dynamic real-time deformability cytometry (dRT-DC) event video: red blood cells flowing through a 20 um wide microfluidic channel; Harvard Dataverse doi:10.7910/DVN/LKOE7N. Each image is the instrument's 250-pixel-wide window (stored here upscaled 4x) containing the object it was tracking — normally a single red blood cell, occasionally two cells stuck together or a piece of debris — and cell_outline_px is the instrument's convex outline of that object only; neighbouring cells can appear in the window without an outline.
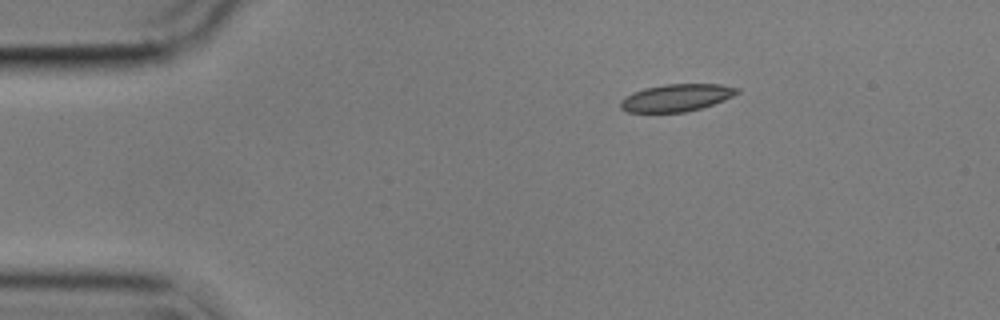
{"species": "common noctule bat (a hibernating species)", "species_latin": "Nyctalus noctula", "temperature_condition": "cold", "stored_images_in_passage": 48, "camera_frame_rate_fps": 3000, "um_per_image_px": 0.085, "animal": {"sex": "male", "body_mass_g": 17.9}, "frame": {"image": 1, "passage_image": 1, "time_ms": 0.0, "image_size_px": [1000, 320], "cell_outline_px": [[740, 92], [724, 100], [700, 108], [684, 112], [628, 112], [620, 108], [620, 100], [624, 96], [632, 92], [644, 88], [664, 84], [720, 84], [740, 88]], "centroid_in_image_um": [57.47, 8.3], "position_along_channel_um": 27.5, "area_um2": 18.61}}
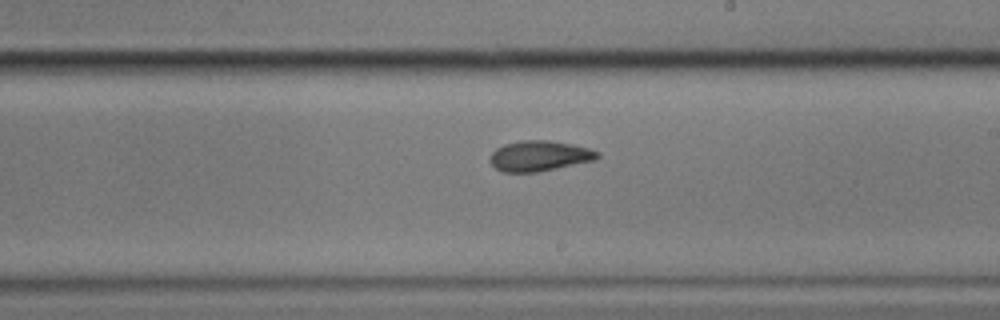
{"frame": {"image": 2, "passage_image": 24, "time_ms": 7.667, "image_size_px": [1000, 320], "cell_outline_px": [[600, 156], [596, 160], [536, 172], [504, 172], [496, 168], [488, 160], [492, 152], [496, 148], [504, 144], [520, 140], [548, 140], [572, 144], [588, 148], [600, 152]], "centroid_in_image_um": [45.84, 13.24], "position_along_channel_um": 243.2, "area_um2": 19.07}}
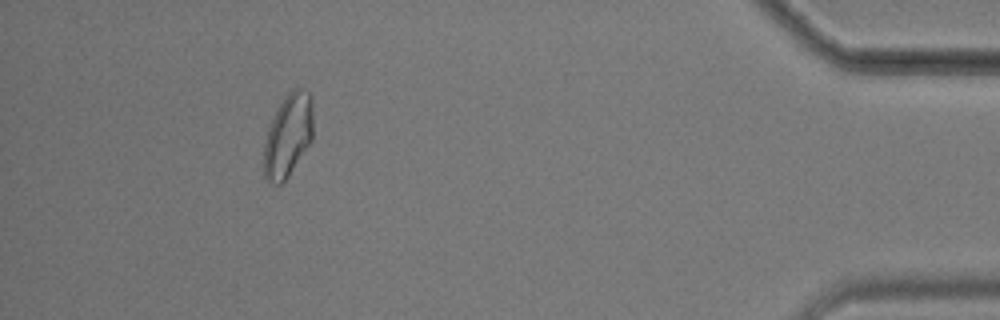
{"frame": {"image": 3, "passage_image": 43, "time_ms": 14.0, "image_size_px": [1000, 320], "cell_outline_px": [[312, 140], [288, 176], [280, 184], [276, 184], [268, 180], [264, 176], [264, 144], [268, 128], [284, 96], [292, 88], [300, 88], [308, 92], [312, 100]], "centroid_in_image_um": [24.49, 11.49], "position_along_channel_um": 410.7, "area_um2": 23.52}, "authors_computed_cell_mechanics": {"area_um2": 19.3919, "velocity_mm_per_s": 3.5498, "shape_relaxation_time_tau1_ms": 3.5574, "shape_relaxation_time_tau2_ms": 2.4899, "deformation_change_tau1": 0.1284, "deformation_change_tau2": 0.0809}}